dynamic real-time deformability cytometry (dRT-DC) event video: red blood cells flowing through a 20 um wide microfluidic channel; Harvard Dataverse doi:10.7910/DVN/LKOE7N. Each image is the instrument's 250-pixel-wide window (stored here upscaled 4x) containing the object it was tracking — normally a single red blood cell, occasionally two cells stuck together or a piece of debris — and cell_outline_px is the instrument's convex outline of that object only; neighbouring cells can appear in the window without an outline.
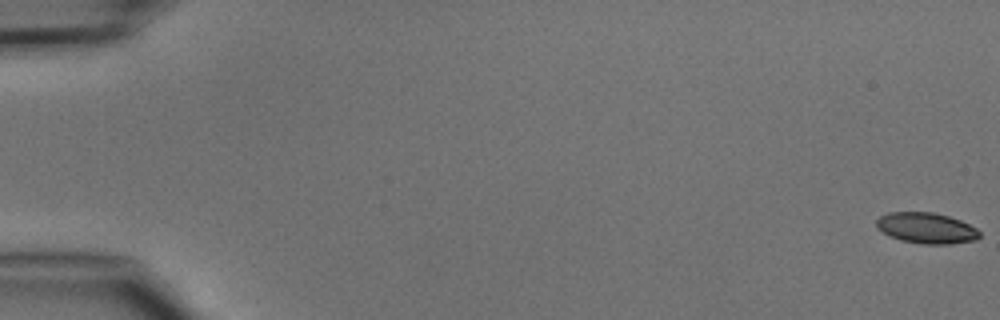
{"species": "common noctule bat (a hibernating species)", "species_latin": "Nyctalus noctula", "temperature_condition": "cold", "stored_images_in_passage": 6, "segment_of_instrument_passage": [1, 2], "camera_frame_rate_fps": 3000, "um_per_image_px": 0.085, "animal": {"sex": "male", "body_mass_g": 15.6}, "frame": {"image": 1, "passage_image": 1, "time_ms": 0.0, "image_size_px": [1000, 320], "cell_outline_px": [[980, 236], [976, 240], [948, 244], [920, 244], [900, 240], [888, 236], [876, 228], [876, 220], [880, 216], [888, 212], [932, 212], [948, 216], [960, 220], [976, 228], [980, 232]], "centroid_in_image_um": [78.71, 19.39], "position_along_channel_um": 6.3, "area_um2": 18.67}}
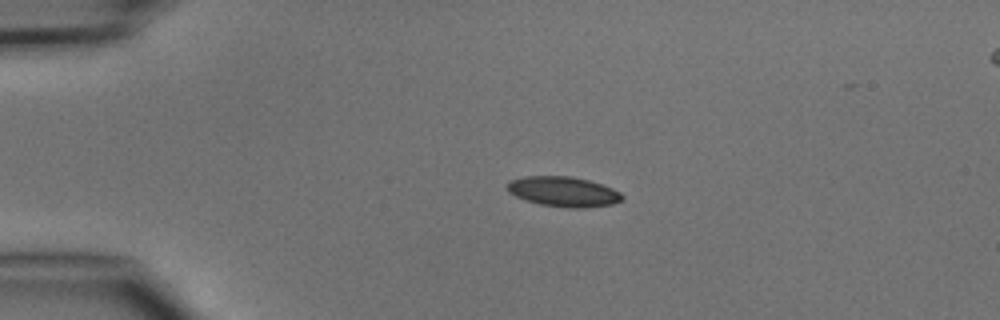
{"frame": {"image": 2, "passage_image": 4, "time_ms": 3.667, "image_size_px": [1000, 320], "cell_outline_px": [[624, 196], [620, 200], [612, 204], [584, 208], [568, 208], [540, 204], [516, 196], [508, 192], [508, 180], [524, 176], [568, 176], [588, 180], [612, 188], [620, 192]], "centroid_in_image_um": [47.88, 16.28], "position_along_channel_um": 37.1, "area_um2": 19.94}}